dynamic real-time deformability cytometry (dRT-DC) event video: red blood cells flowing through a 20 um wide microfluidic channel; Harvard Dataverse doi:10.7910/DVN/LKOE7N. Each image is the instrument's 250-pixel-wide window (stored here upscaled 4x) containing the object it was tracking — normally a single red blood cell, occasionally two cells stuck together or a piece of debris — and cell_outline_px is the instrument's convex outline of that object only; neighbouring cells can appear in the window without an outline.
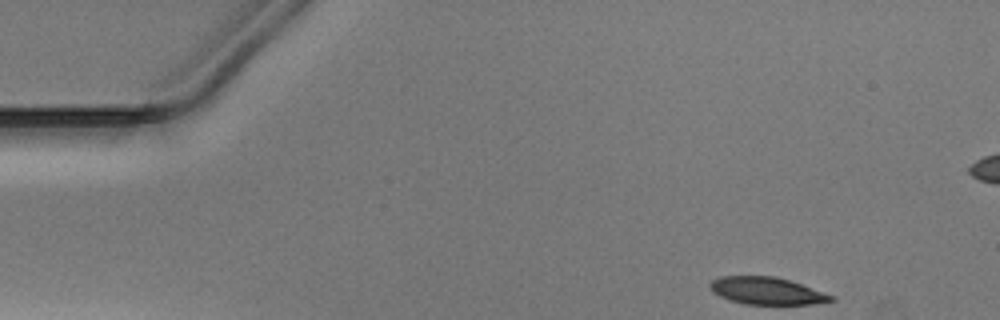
{"species": "Egyptian fruit bat (a non-hibernating species)", "species_latin": "Rousettus aegyptiacus", "temperature_condition": "warm", "stored_images_in_passage": 36, "camera_frame_rate_fps": 3000, "um_per_image_px": 0.085, "animal": {"sex": "male"}, "frame": {"image": 1, "passage_image": 1, "time_ms": 0.0, "image_size_px": [1000, 320], "cell_outline_px": [[836, 300], [812, 304], [744, 304], [720, 296], [712, 292], [708, 288], [708, 284], [712, 280], [724, 276], [772, 276], [788, 280], [836, 296]], "centroid_in_image_um": [65.17, 24.72], "position_along_channel_um": 19.8, "area_um2": 19.13}}
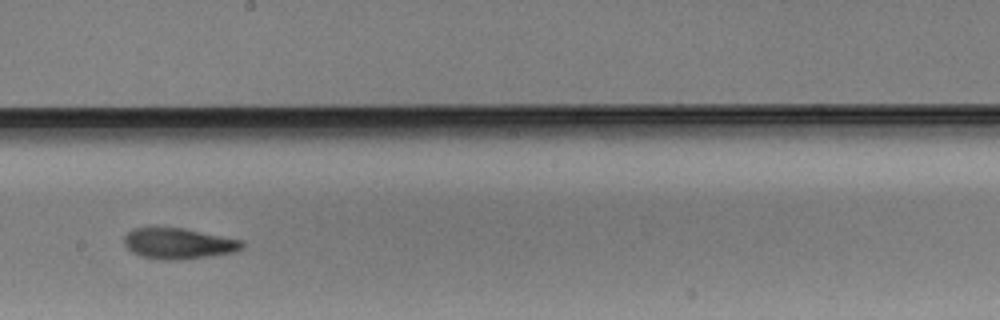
{"frame": {"image": 2, "passage_image": 24, "time_ms": 7.667, "image_size_px": [1000, 320], "cell_outline_px": [[244, 248], [232, 252], [212, 256], [184, 260], [164, 260], [140, 256], [132, 252], [124, 244], [124, 236], [132, 228], [184, 228], [244, 240]], "centroid_in_image_um": [15.2, 20.71], "position_along_channel_um": 233.0, "area_um2": 21.39}}
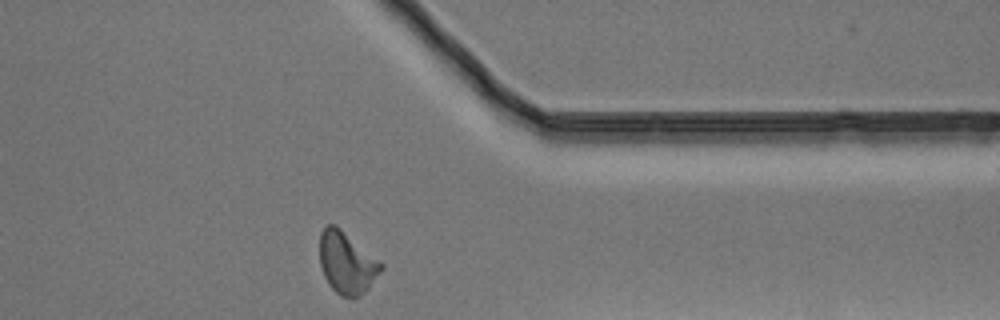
{"frame": {"image": 3, "passage_image": 36, "time_ms": 11.667, "image_size_px": [1000, 320], "cell_outline_px": [[384, 268], [368, 288], [360, 296], [352, 300], [340, 296], [328, 284], [324, 276], [320, 264], [320, 232], [328, 224], [336, 224], [384, 264]], "centroid_in_image_um": [29.48, 22.36], "position_along_channel_um": 381.9, "area_um2": 22.37}}